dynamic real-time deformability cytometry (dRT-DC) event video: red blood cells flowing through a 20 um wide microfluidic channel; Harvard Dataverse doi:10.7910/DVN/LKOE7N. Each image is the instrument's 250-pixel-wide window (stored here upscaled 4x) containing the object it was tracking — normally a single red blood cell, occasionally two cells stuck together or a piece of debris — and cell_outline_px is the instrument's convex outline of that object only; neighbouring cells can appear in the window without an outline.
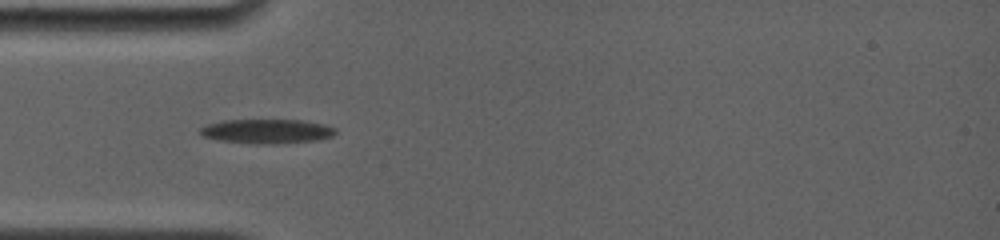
{"species": "common noctule bat (a hibernating species)", "species_latin": "Nyctalus noctula", "temperature_condition": "room temperature", "stored_images_in_passage": 7, "camera_frame_rate_fps": 4000, "um_per_image_px": 0.085, "animal": {"sex": "female", "body_mass_g": 19.0, "forearm_length_mm": 56.7}, "frame": {"image": 1, "passage_image": 1, "time_ms": 0.0, "image_size_px": [1000, 240], "cell_outline_px": [[336, 132], [332, 136], [320, 140], [276, 144], [256, 144], [220, 140], [200, 136], [200, 128], [208, 124], [224, 120], [300, 120], [324, 124], [336, 128]], "centroid_in_image_um": [22.7, 11.16], "position_along_channel_um": 62.3, "area_um2": 19.31}}
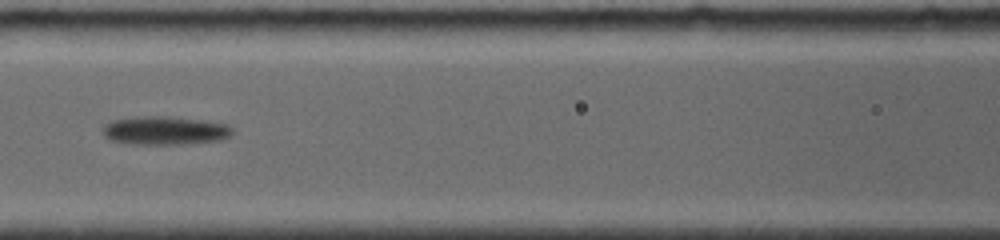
{"frame": {"image": 2, "passage_image": 4, "time_ms": 2.5, "image_size_px": [1000, 240], "cell_outline_px": [[236, 132], [220, 140], [180, 144], [132, 144], [112, 140], [104, 136], [104, 124], [112, 120], [136, 116], [168, 116], [204, 120], [228, 124]], "centroid_in_image_um": [14.04, 11.08], "position_along_channel_um": 152.6, "area_um2": 21.62}}
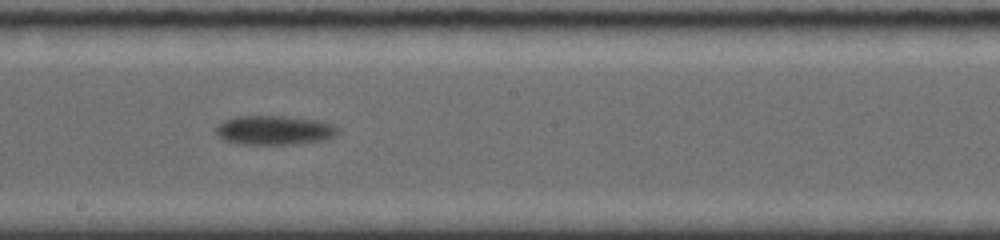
{"frame": {"image": 3, "passage_image": 6, "time_ms": 4.5, "image_size_px": [1000, 240], "cell_outline_px": [[340, 132], [336, 136], [324, 140], [292, 144], [240, 144], [224, 140], [216, 132], [216, 128], [224, 120], [236, 116], [284, 116], [316, 120], [332, 124], [340, 128]], "centroid_in_image_um": [23.36, 11.07], "position_along_channel_um": 224.8, "area_um2": 20.75}}